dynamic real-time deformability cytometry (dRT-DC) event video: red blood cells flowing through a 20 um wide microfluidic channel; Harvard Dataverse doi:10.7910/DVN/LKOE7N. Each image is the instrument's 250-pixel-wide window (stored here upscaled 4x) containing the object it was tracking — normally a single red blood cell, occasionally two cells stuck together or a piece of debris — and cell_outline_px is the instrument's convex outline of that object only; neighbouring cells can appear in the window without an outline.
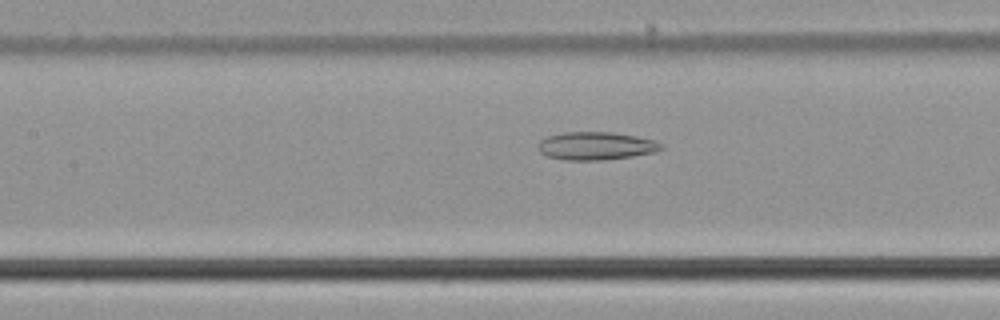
{"species": "common noctule bat (a hibernating species)", "species_latin": "Nyctalus noctula", "temperature_condition": "cold", "stored_images_in_passage": 53, "camera_frame_rate_fps": 3000, "um_per_image_px": 0.085, "animal": {"sex": "male", "body_mass_g": 21.5, "forearm_length_mm": 52.0}, "frame": {"image": 1, "passage_image": 24, "time_ms": 7.667, "image_size_px": [1000, 320], "cell_outline_px": [[664, 148], [656, 152], [632, 156], [600, 160], [568, 160], [548, 156], [540, 152], [540, 140], [548, 136], [564, 132], [612, 132], [636, 136], [652, 140], [664, 144]], "centroid_in_image_um": [50.7, 12.4], "position_along_channel_um": 156.7, "area_um2": 19.88}}
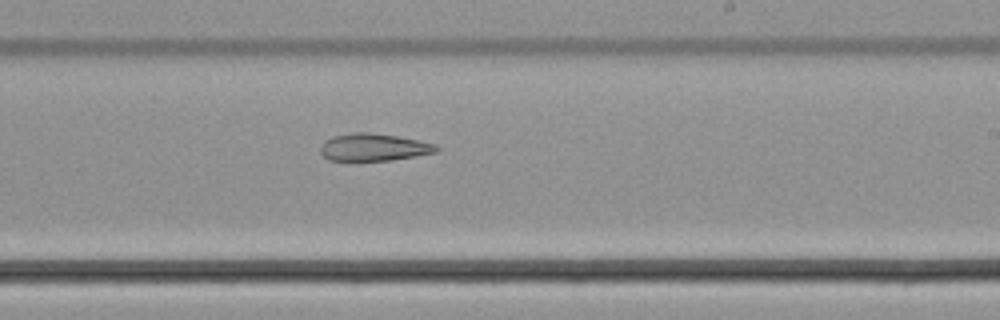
{"frame": {"image": 2, "passage_image": 32, "time_ms": 10.333, "image_size_px": [1000, 320], "cell_outline_px": [[440, 148], [436, 152], [416, 156], [392, 160], [328, 160], [320, 152], [320, 148], [324, 140], [332, 136], [352, 132], [368, 132], [396, 136], [436, 144]], "centroid_in_image_um": [31.74, 12.51], "position_along_channel_um": 257.3, "area_um2": 18.44}}
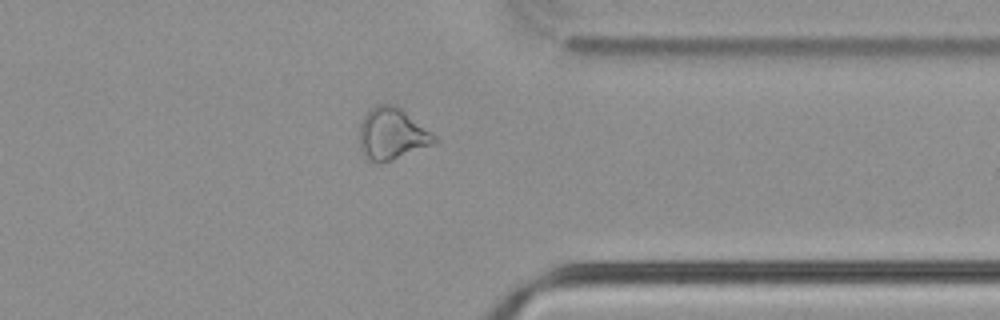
{"frame": {"image": 3, "passage_image": 42, "time_ms": 13.667, "image_size_px": [1000, 320], "cell_outline_px": [[440, 140], [436, 144], [392, 160], [380, 164], [364, 156], [360, 152], [360, 124], [364, 116], [376, 104], [392, 104], [400, 108], [432, 132]], "centroid_in_image_um": [33.34, 11.4], "position_along_channel_um": 378.1, "area_um2": 22.66}}